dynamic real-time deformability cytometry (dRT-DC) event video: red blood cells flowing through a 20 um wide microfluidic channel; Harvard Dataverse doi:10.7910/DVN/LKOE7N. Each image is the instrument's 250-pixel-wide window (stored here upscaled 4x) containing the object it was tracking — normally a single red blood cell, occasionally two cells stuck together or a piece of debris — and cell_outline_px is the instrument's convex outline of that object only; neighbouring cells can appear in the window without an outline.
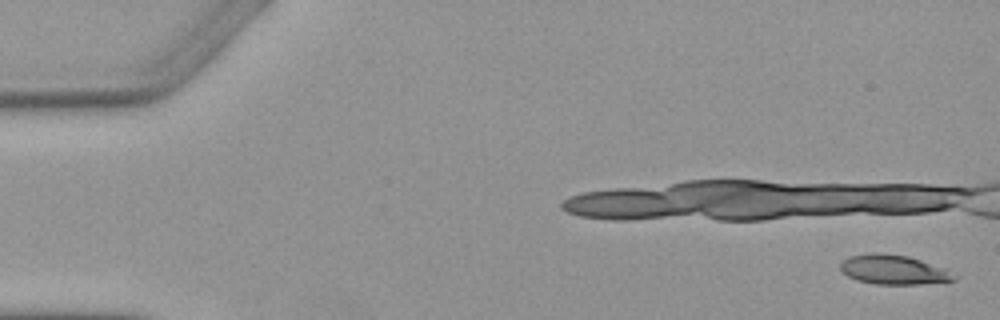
{"species": "Egyptian fruit bat (a non-hibernating species)", "species_latin": "Rousettus aegyptiacus", "temperature_condition": "warm", "stored_images_in_passage": 4, "camera_frame_rate_fps": 3000, "um_per_image_px": 0.085, "animal": {"sex": "female"}, "frame": {"image": 1, "passage_image": 1, "time_ms": 0.0, "image_size_px": [1000, 320], "cell_outline_px": [[960, 276], [956, 280], [920, 284], [876, 284], [856, 280], [840, 272], [840, 264], [848, 256], [872, 252], [876, 252], [908, 256], [948, 268]], "centroid_in_image_um": [76.0, 22.92], "position_along_channel_um": 9.0, "area_um2": 19.94}}